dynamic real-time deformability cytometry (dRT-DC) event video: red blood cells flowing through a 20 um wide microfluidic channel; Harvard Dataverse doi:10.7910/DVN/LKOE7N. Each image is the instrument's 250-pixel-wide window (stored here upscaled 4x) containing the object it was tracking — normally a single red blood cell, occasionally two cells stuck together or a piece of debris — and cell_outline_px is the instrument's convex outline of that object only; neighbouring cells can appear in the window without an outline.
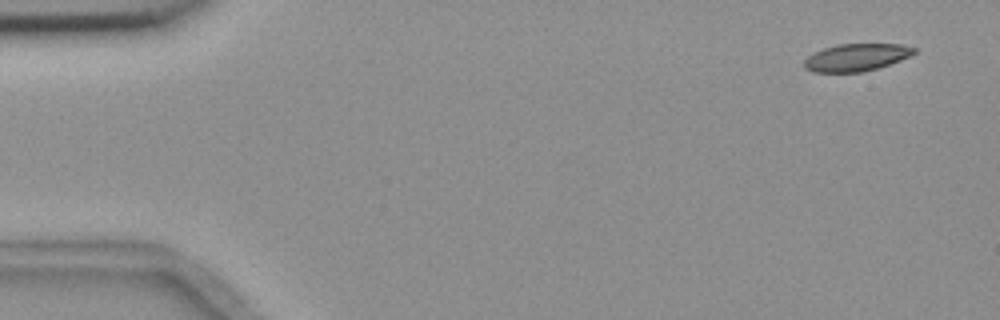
{"species": "common noctule bat (a hibernating species)", "species_latin": "Nyctalus noctula", "temperature_condition": "room temperature", "stored_images_in_passage": 4, "camera_frame_rate_fps": 3000, "um_per_image_px": 0.085, "animal": {"sex": "female", "body_mass_g": 18.4}, "frame": {"image": 1, "passage_image": 1, "time_ms": 0.0, "image_size_px": [1000, 320], "cell_outline_px": [[916, 52], [900, 60], [876, 68], [860, 72], [812, 72], [804, 68], [804, 60], [812, 52], [836, 44], [900, 44], [916, 48]], "centroid_in_image_um": [72.73, 4.87], "position_along_channel_um": 12.3, "area_um2": 17.46}}